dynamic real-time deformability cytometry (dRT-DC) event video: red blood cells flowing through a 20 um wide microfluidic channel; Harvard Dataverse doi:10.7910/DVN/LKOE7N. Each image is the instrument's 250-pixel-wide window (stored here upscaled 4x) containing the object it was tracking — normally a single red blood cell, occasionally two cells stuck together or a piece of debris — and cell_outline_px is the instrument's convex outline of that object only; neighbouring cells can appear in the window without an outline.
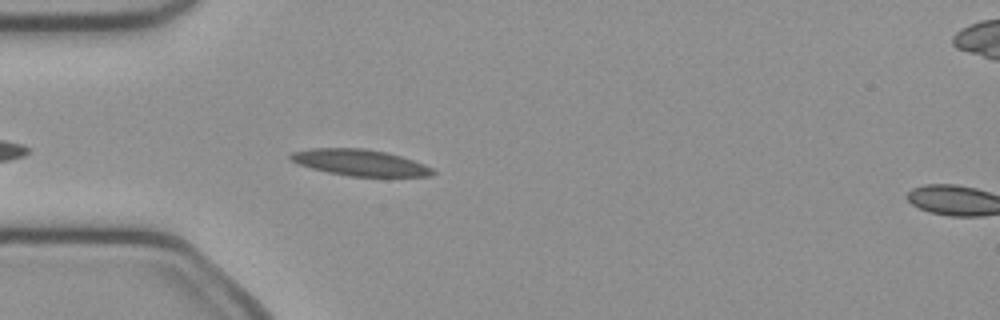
{"species": "common noctule bat (a hibernating species)", "species_latin": "Nyctalus noctula", "temperature_condition": "cold", "stored_images_in_passage": 35, "camera_frame_rate_fps": 3000, "um_per_image_px": 0.085, "animal": {"sex": "female", "body_mass_g": 21.9}, "frame": {"image": 1, "passage_image": 5, "time_ms": 1.333, "image_size_px": [1000, 320], "cell_outline_px": [[436, 172], [432, 176], [348, 176], [328, 172], [312, 168], [300, 164], [292, 160], [288, 156], [292, 152], [312, 148], [364, 148], [384, 152], [400, 156], [424, 164], [432, 168]], "centroid_in_image_um": [30.6, 13.82], "position_along_channel_um": 54.4, "area_um2": 21.5}}
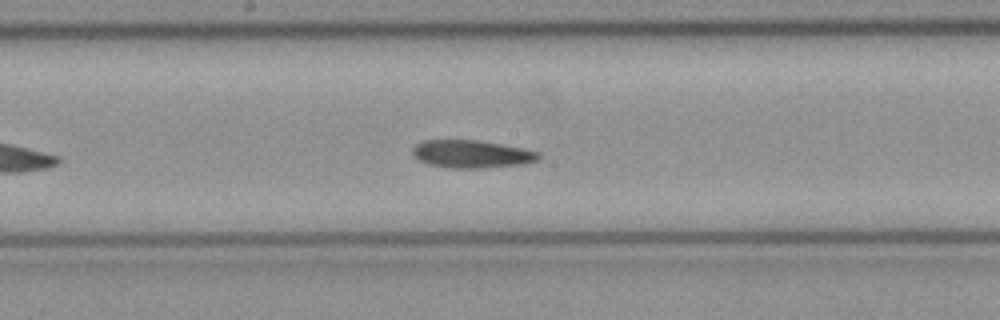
{"frame": {"image": 2, "passage_image": 17, "time_ms": 5.333, "image_size_px": [1000, 320], "cell_outline_px": [[540, 160], [524, 164], [480, 168], [448, 168], [428, 164], [416, 160], [412, 156], [412, 148], [416, 144], [424, 140], [476, 140], [524, 148], [540, 152]], "centroid_in_image_um": [40.07, 13.1], "position_along_channel_um": 208.1, "area_um2": 20.63}}
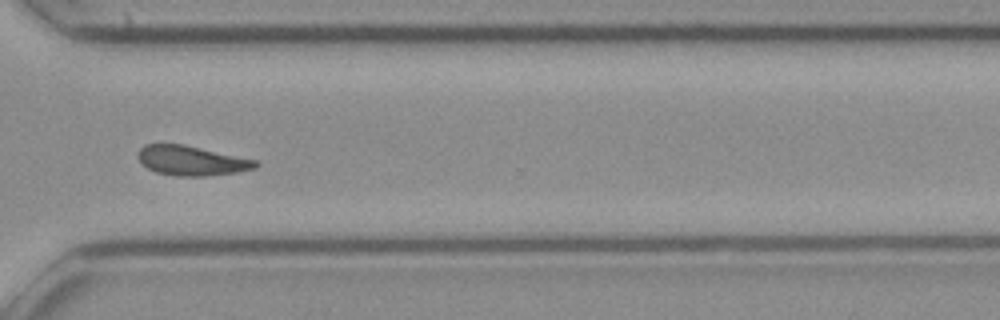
{"frame": {"image": 3, "passage_image": 28, "time_ms": 9.0, "image_size_px": [1000, 320], "cell_outline_px": [[260, 164], [256, 168], [236, 172], [208, 176], [176, 176], [156, 172], [140, 164], [136, 156], [136, 152], [144, 144], [184, 144], [256, 160]], "centroid_in_image_um": [16.23, 13.65], "position_along_channel_um": 354.4, "area_um2": 20.52}, "authors_computed_cell_mechanics": {"area_um2": 20.6346, "velocity_mm_per_s": 4.0072, "shape_relaxation_time_tau1_ms": 6.8724, "shape_relaxation_time_tau2_ms": 5.8137, "deformation_change_tau1": 0.1543, "deformation_change_tau2": 0.1308}}